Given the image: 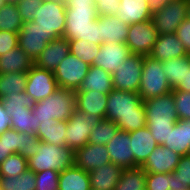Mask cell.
Returning <instances> with one entry per match:
<instances>
[{
	"label": "cell",
	"mask_w": 190,
	"mask_h": 190,
	"mask_svg": "<svg viewBox=\"0 0 190 190\" xmlns=\"http://www.w3.org/2000/svg\"><path fill=\"white\" fill-rule=\"evenodd\" d=\"M105 119L127 132L146 126L145 108L139 93L113 89L108 94Z\"/></svg>",
	"instance_id": "obj_1"
},
{
	"label": "cell",
	"mask_w": 190,
	"mask_h": 190,
	"mask_svg": "<svg viewBox=\"0 0 190 190\" xmlns=\"http://www.w3.org/2000/svg\"><path fill=\"white\" fill-rule=\"evenodd\" d=\"M146 126L158 145L168 139L170 130L179 120L173 98V92L143 101Z\"/></svg>",
	"instance_id": "obj_2"
},
{
	"label": "cell",
	"mask_w": 190,
	"mask_h": 190,
	"mask_svg": "<svg viewBox=\"0 0 190 190\" xmlns=\"http://www.w3.org/2000/svg\"><path fill=\"white\" fill-rule=\"evenodd\" d=\"M99 17L95 5L66 6V24L64 38L68 40H86L94 45H102Z\"/></svg>",
	"instance_id": "obj_3"
},
{
	"label": "cell",
	"mask_w": 190,
	"mask_h": 190,
	"mask_svg": "<svg viewBox=\"0 0 190 190\" xmlns=\"http://www.w3.org/2000/svg\"><path fill=\"white\" fill-rule=\"evenodd\" d=\"M31 110L37 125L40 123L55 125L58 121H67L76 110L75 91L59 87L44 100L36 102Z\"/></svg>",
	"instance_id": "obj_4"
},
{
	"label": "cell",
	"mask_w": 190,
	"mask_h": 190,
	"mask_svg": "<svg viewBox=\"0 0 190 190\" xmlns=\"http://www.w3.org/2000/svg\"><path fill=\"white\" fill-rule=\"evenodd\" d=\"M75 152L67 145H54L44 141L39 142L36 155L28 159V169L34 173L44 170L63 172L74 166Z\"/></svg>",
	"instance_id": "obj_5"
},
{
	"label": "cell",
	"mask_w": 190,
	"mask_h": 190,
	"mask_svg": "<svg viewBox=\"0 0 190 190\" xmlns=\"http://www.w3.org/2000/svg\"><path fill=\"white\" fill-rule=\"evenodd\" d=\"M172 92L162 68V62L151 56L143 57L139 96L143 101Z\"/></svg>",
	"instance_id": "obj_6"
},
{
	"label": "cell",
	"mask_w": 190,
	"mask_h": 190,
	"mask_svg": "<svg viewBox=\"0 0 190 190\" xmlns=\"http://www.w3.org/2000/svg\"><path fill=\"white\" fill-rule=\"evenodd\" d=\"M32 21L52 40L64 37L65 3L58 0H43Z\"/></svg>",
	"instance_id": "obj_7"
},
{
	"label": "cell",
	"mask_w": 190,
	"mask_h": 190,
	"mask_svg": "<svg viewBox=\"0 0 190 190\" xmlns=\"http://www.w3.org/2000/svg\"><path fill=\"white\" fill-rule=\"evenodd\" d=\"M189 0H172L152 15L153 25L158 34H173L188 17Z\"/></svg>",
	"instance_id": "obj_8"
},
{
	"label": "cell",
	"mask_w": 190,
	"mask_h": 190,
	"mask_svg": "<svg viewBox=\"0 0 190 190\" xmlns=\"http://www.w3.org/2000/svg\"><path fill=\"white\" fill-rule=\"evenodd\" d=\"M99 121L98 117L89 113H81L76 109L67 120L65 131L66 145L74 152L82 148L88 143L91 130Z\"/></svg>",
	"instance_id": "obj_9"
},
{
	"label": "cell",
	"mask_w": 190,
	"mask_h": 190,
	"mask_svg": "<svg viewBox=\"0 0 190 190\" xmlns=\"http://www.w3.org/2000/svg\"><path fill=\"white\" fill-rule=\"evenodd\" d=\"M89 68V64L69 53L54 71V77L59 87L77 91Z\"/></svg>",
	"instance_id": "obj_10"
},
{
	"label": "cell",
	"mask_w": 190,
	"mask_h": 190,
	"mask_svg": "<svg viewBox=\"0 0 190 190\" xmlns=\"http://www.w3.org/2000/svg\"><path fill=\"white\" fill-rule=\"evenodd\" d=\"M143 57L139 54H131L122 65L118 66L117 71L112 74L113 89L138 93Z\"/></svg>",
	"instance_id": "obj_11"
},
{
	"label": "cell",
	"mask_w": 190,
	"mask_h": 190,
	"mask_svg": "<svg viewBox=\"0 0 190 190\" xmlns=\"http://www.w3.org/2000/svg\"><path fill=\"white\" fill-rule=\"evenodd\" d=\"M158 36L159 34L150 19L130 24L125 44L132 54L148 56L151 54Z\"/></svg>",
	"instance_id": "obj_12"
},
{
	"label": "cell",
	"mask_w": 190,
	"mask_h": 190,
	"mask_svg": "<svg viewBox=\"0 0 190 190\" xmlns=\"http://www.w3.org/2000/svg\"><path fill=\"white\" fill-rule=\"evenodd\" d=\"M59 88L54 72L33 65L27 73L25 92L35 101H41Z\"/></svg>",
	"instance_id": "obj_13"
},
{
	"label": "cell",
	"mask_w": 190,
	"mask_h": 190,
	"mask_svg": "<svg viewBox=\"0 0 190 190\" xmlns=\"http://www.w3.org/2000/svg\"><path fill=\"white\" fill-rule=\"evenodd\" d=\"M18 46L35 61L52 40L33 21L23 22L18 33Z\"/></svg>",
	"instance_id": "obj_14"
},
{
	"label": "cell",
	"mask_w": 190,
	"mask_h": 190,
	"mask_svg": "<svg viewBox=\"0 0 190 190\" xmlns=\"http://www.w3.org/2000/svg\"><path fill=\"white\" fill-rule=\"evenodd\" d=\"M39 142L36 135L20 133L11 128L0 134V143L7 148V151L19 153L27 160L37 154Z\"/></svg>",
	"instance_id": "obj_15"
},
{
	"label": "cell",
	"mask_w": 190,
	"mask_h": 190,
	"mask_svg": "<svg viewBox=\"0 0 190 190\" xmlns=\"http://www.w3.org/2000/svg\"><path fill=\"white\" fill-rule=\"evenodd\" d=\"M131 54L125 43H103L93 65L113 74Z\"/></svg>",
	"instance_id": "obj_16"
},
{
	"label": "cell",
	"mask_w": 190,
	"mask_h": 190,
	"mask_svg": "<svg viewBox=\"0 0 190 190\" xmlns=\"http://www.w3.org/2000/svg\"><path fill=\"white\" fill-rule=\"evenodd\" d=\"M106 147L111 163L118 165L123 169L136 167L134 154L131 153L129 132L118 130Z\"/></svg>",
	"instance_id": "obj_17"
},
{
	"label": "cell",
	"mask_w": 190,
	"mask_h": 190,
	"mask_svg": "<svg viewBox=\"0 0 190 190\" xmlns=\"http://www.w3.org/2000/svg\"><path fill=\"white\" fill-rule=\"evenodd\" d=\"M74 165L86 172L111 163L106 145L85 144L75 151Z\"/></svg>",
	"instance_id": "obj_18"
},
{
	"label": "cell",
	"mask_w": 190,
	"mask_h": 190,
	"mask_svg": "<svg viewBox=\"0 0 190 190\" xmlns=\"http://www.w3.org/2000/svg\"><path fill=\"white\" fill-rule=\"evenodd\" d=\"M70 53L68 39L60 37L51 40L46 48L34 61V65L54 72L58 65L64 60V58Z\"/></svg>",
	"instance_id": "obj_19"
},
{
	"label": "cell",
	"mask_w": 190,
	"mask_h": 190,
	"mask_svg": "<svg viewBox=\"0 0 190 190\" xmlns=\"http://www.w3.org/2000/svg\"><path fill=\"white\" fill-rule=\"evenodd\" d=\"M181 156L171 149L158 145L141 166L146 173H171L175 170Z\"/></svg>",
	"instance_id": "obj_20"
},
{
	"label": "cell",
	"mask_w": 190,
	"mask_h": 190,
	"mask_svg": "<svg viewBox=\"0 0 190 190\" xmlns=\"http://www.w3.org/2000/svg\"><path fill=\"white\" fill-rule=\"evenodd\" d=\"M129 135L131 141V153L134 154L136 167H141L158 144L147 126L129 132Z\"/></svg>",
	"instance_id": "obj_21"
},
{
	"label": "cell",
	"mask_w": 190,
	"mask_h": 190,
	"mask_svg": "<svg viewBox=\"0 0 190 190\" xmlns=\"http://www.w3.org/2000/svg\"><path fill=\"white\" fill-rule=\"evenodd\" d=\"M149 56L157 61L164 62L169 59L185 57L187 53L175 33L160 34Z\"/></svg>",
	"instance_id": "obj_22"
},
{
	"label": "cell",
	"mask_w": 190,
	"mask_h": 190,
	"mask_svg": "<svg viewBox=\"0 0 190 190\" xmlns=\"http://www.w3.org/2000/svg\"><path fill=\"white\" fill-rule=\"evenodd\" d=\"M123 168L113 163L105 164L102 167L89 172V179L92 190H114L119 180Z\"/></svg>",
	"instance_id": "obj_23"
},
{
	"label": "cell",
	"mask_w": 190,
	"mask_h": 190,
	"mask_svg": "<svg viewBox=\"0 0 190 190\" xmlns=\"http://www.w3.org/2000/svg\"><path fill=\"white\" fill-rule=\"evenodd\" d=\"M76 109L81 113H89L100 120L105 119L108 94L95 91L75 92Z\"/></svg>",
	"instance_id": "obj_24"
},
{
	"label": "cell",
	"mask_w": 190,
	"mask_h": 190,
	"mask_svg": "<svg viewBox=\"0 0 190 190\" xmlns=\"http://www.w3.org/2000/svg\"><path fill=\"white\" fill-rule=\"evenodd\" d=\"M98 27L103 43H125L129 31V25L119 20L116 16H99Z\"/></svg>",
	"instance_id": "obj_25"
},
{
	"label": "cell",
	"mask_w": 190,
	"mask_h": 190,
	"mask_svg": "<svg viewBox=\"0 0 190 190\" xmlns=\"http://www.w3.org/2000/svg\"><path fill=\"white\" fill-rule=\"evenodd\" d=\"M119 6L116 17L127 25L149 21L152 18L147 0H120Z\"/></svg>",
	"instance_id": "obj_26"
},
{
	"label": "cell",
	"mask_w": 190,
	"mask_h": 190,
	"mask_svg": "<svg viewBox=\"0 0 190 190\" xmlns=\"http://www.w3.org/2000/svg\"><path fill=\"white\" fill-rule=\"evenodd\" d=\"M112 90V74L96 65H90L89 71L80 88L75 92L95 91L102 94H109Z\"/></svg>",
	"instance_id": "obj_27"
},
{
	"label": "cell",
	"mask_w": 190,
	"mask_h": 190,
	"mask_svg": "<svg viewBox=\"0 0 190 190\" xmlns=\"http://www.w3.org/2000/svg\"><path fill=\"white\" fill-rule=\"evenodd\" d=\"M180 156L190 154V119L178 120L162 145Z\"/></svg>",
	"instance_id": "obj_28"
},
{
	"label": "cell",
	"mask_w": 190,
	"mask_h": 190,
	"mask_svg": "<svg viewBox=\"0 0 190 190\" xmlns=\"http://www.w3.org/2000/svg\"><path fill=\"white\" fill-rule=\"evenodd\" d=\"M34 61L19 46L0 56V74L28 73Z\"/></svg>",
	"instance_id": "obj_29"
},
{
	"label": "cell",
	"mask_w": 190,
	"mask_h": 190,
	"mask_svg": "<svg viewBox=\"0 0 190 190\" xmlns=\"http://www.w3.org/2000/svg\"><path fill=\"white\" fill-rule=\"evenodd\" d=\"M58 190H91L89 172L75 165L65 169L59 173Z\"/></svg>",
	"instance_id": "obj_30"
},
{
	"label": "cell",
	"mask_w": 190,
	"mask_h": 190,
	"mask_svg": "<svg viewBox=\"0 0 190 190\" xmlns=\"http://www.w3.org/2000/svg\"><path fill=\"white\" fill-rule=\"evenodd\" d=\"M8 114L11 120V129L31 135H36L38 133L40 125H37V120L34 118L31 109L11 110Z\"/></svg>",
	"instance_id": "obj_31"
},
{
	"label": "cell",
	"mask_w": 190,
	"mask_h": 190,
	"mask_svg": "<svg viewBox=\"0 0 190 190\" xmlns=\"http://www.w3.org/2000/svg\"><path fill=\"white\" fill-rule=\"evenodd\" d=\"M114 190H146V172L142 167L124 169Z\"/></svg>",
	"instance_id": "obj_32"
},
{
	"label": "cell",
	"mask_w": 190,
	"mask_h": 190,
	"mask_svg": "<svg viewBox=\"0 0 190 190\" xmlns=\"http://www.w3.org/2000/svg\"><path fill=\"white\" fill-rule=\"evenodd\" d=\"M38 133L36 136L40 141H44L54 145H66L65 131L67 127V121H58L57 124L52 123H40Z\"/></svg>",
	"instance_id": "obj_33"
},
{
	"label": "cell",
	"mask_w": 190,
	"mask_h": 190,
	"mask_svg": "<svg viewBox=\"0 0 190 190\" xmlns=\"http://www.w3.org/2000/svg\"><path fill=\"white\" fill-rule=\"evenodd\" d=\"M188 62L189 55L162 62L164 74L172 90L176 89L183 82L185 75V65Z\"/></svg>",
	"instance_id": "obj_34"
},
{
	"label": "cell",
	"mask_w": 190,
	"mask_h": 190,
	"mask_svg": "<svg viewBox=\"0 0 190 190\" xmlns=\"http://www.w3.org/2000/svg\"><path fill=\"white\" fill-rule=\"evenodd\" d=\"M27 73L0 74V100L25 91Z\"/></svg>",
	"instance_id": "obj_35"
},
{
	"label": "cell",
	"mask_w": 190,
	"mask_h": 190,
	"mask_svg": "<svg viewBox=\"0 0 190 190\" xmlns=\"http://www.w3.org/2000/svg\"><path fill=\"white\" fill-rule=\"evenodd\" d=\"M0 187L2 190H35V173L27 169L20 176L16 175L13 178L9 176L0 177Z\"/></svg>",
	"instance_id": "obj_36"
},
{
	"label": "cell",
	"mask_w": 190,
	"mask_h": 190,
	"mask_svg": "<svg viewBox=\"0 0 190 190\" xmlns=\"http://www.w3.org/2000/svg\"><path fill=\"white\" fill-rule=\"evenodd\" d=\"M23 25L17 5L4 4L0 8V31L19 33Z\"/></svg>",
	"instance_id": "obj_37"
},
{
	"label": "cell",
	"mask_w": 190,
	"mask_h": 190,
	"mask_svg": "<svg viewBox=\"0 0 190 190\" xmlns=\"http://www.w3.org/2000/svg\"><path fill=\"white\" fill-rule=\"evenodd\" d=\"M118 130L119 127L115 122L107 119H101L91 130L88 143L107 145L118 132Z\"/></svg>",
	"instance_id": "obj_38"
},
{
	"label": "cell",
	"mask_w": 190,
	"mask_h": 190,
	"mask_svg": "<svg viewBox=\"0 0 190 190\" xmlns=\"http://www.w3.org/2000/svg\"><path fill=\"white\" fill-rule=\"evenodd\" d=\"M171 190H190V154L181 156L171 172Z\"/></svg>",
	"instance_id": "obj_39"
},
{
	"label": "cell",
	"mask_w": 190,
	"mask_h": 190,
	"mask_svg": "<svg viewBox=\"0 0 190 190\" xmlns=\"http://www.w3.org/2000/svg\"><path fill=\"white\" fill-rule=\"evenodd\" d=\"M69 51L71 54L86 62L89 65H93L94 59L98 55L100 45H94L86 40H68Z\"/></svg>",
	"instance_id": "obj_40"
},
{
	"label": "cell",
	"mask_w": 190,
	"mask_h": 190,
	"mask_svg": "<svg viewBox=\"0 0 190 190\" xmlns=\"http://www.w3.org/2000/svg\"><path fill=\"white\" fill-rule=\"evenodd\" d=\"M27 169L28 160L19 153H13L0 164V177L9 176L13 178L16 175L20 176Z\"/></svg>",
	"instance_id": "obj_41"
},
{
	"label": "cell",
	"mask_w": 190,
	"mask_h": 190,
	"mask_svg": "<svg viewBox=\"0 0 190 190\" xmlns=\"http://www.w3.org/2000/svg\"><path fill=\"white\" fill-rule=\"evenodd\" d=\"M0 101L7 113L11 110L32 109L36 103L25 91L13 94L12 96H6Z\"/></svg>",
	"instance_id": "obj_42"
},
{
	"label": "cell",
	"mask_w": 190,
	"mask_h": 190,
	"mask_svg": "<svg viewBox=\"0 0 190 190\" xmlns=\"http://www.w3.org/2000/svg\"><path fill=\"white\" fill-rule=\"evenodd\" d=\"M36 189L35 190H58L59 172L55 170H44L35 173Z\"/></svg>",
	"instance_id": "obj_43"
},
{
	"label": "cell",
	"mask_w": 190,
	"mask_h": 190,
	"mask_svg": "<svg viewBox=\"0 0 190 190\" xmlns=\"http://www.w3.org/2000/svg\"><path fill=\"white\" fill-rule=\"evenodd\" d=\"M173 98L180 120L190 119V92L173 89Z\"/></svg>",
	"instance_id": "obj_44"
},
{
	"label": "cell",
	"mask_w": 190,
	"mask_h": 190,
	"mask_svg": "<svg viewBox=\"0 0 190 190\" xmlns=\"http://www.w3.org/2000/svg\"><path fill=\"white\" fill-rule=\"evenodd\" d=\"M146 190H171V173H146Z\"/></svg>",
	"instance_id": "obj_45"
},
{
	"label": "cell",
	"mask_w": 190,
	"mask_h": 190,
	"mask_svg": "<svg viewBox=\"0 0 190 190\" xmlns=\"http://www.w3.org/2000/svg\"><path fill=\"white\" fill-rule=\"evenodd\" d=\"M43 0H21L18 4V10L23 22H30L34 19L36 10L39 9Z\"/></svg>",
	"instance_id": "obj_46"
},
{
	"label": "cell",
	"mask_w": 190,
	"mask_h": 190,
	"mask_svg": "<svg viewBox=\"0 0 190 190\" xmlns=\"http://www.w3.org/2000/svg\"><path fill=\"white\" fill-rule=\"evenodd\" d=\"M120 0H95V6L99 16H116Z\"/></svg>",
	"instance_id": "obj_47"
},
{
	"label": "cell",
	"mask_w": 190,
	"mask_h": 190,
	"mask_svg": "<svg viewBox=\"0 0 190 190\" xmlns=\"http://www.w3.org/2000/svg\"><path fill=\"white\" fill-rule=\"evenodd\" d=\"M18 33L0 31V56L18 47Z\"/></svg>",
	"instance_id": "obj_48"
},
{
	"label": "cell",
	"mask_w": 190,
	"mask_h": 190,
	"mask_svg": "<svg viewBox=\"0 0 190 190\" xmlns=\"http://www.w3.org/2000/svg\"><path fill=\"white\" fill-rule=\"evenodd\" d=\"M177 38L182 42L187 55H190V18L187 17L175 32Z\"/></svg>",
	"instance_id": "obj_49"
},
{
	"label": "cell",
	"mask_w": 190,
	"mask_h": 190,
	"mask_svg": "<svg viewBox=\"0 0 190 190\" xmlns=\"http://www.w3.org/2000/svg\"><path fill=\"white\" fill-rule=\"evenodd\" d=\"M10 116L5 111L3 104L0 101V134L10 128Z\"/></svg>",
	"instance_id": "obj_50"
},
{
	"label": "cell",
	"mask_w": 190,
	"mask_h": 190,
	"mask_svg": "<svg viewBox=\"0 0 190 190\" xmlns=\"http://www.w3.org/2000/svg\"><path fill=\"white\" fill-rule=\"evenodd\" d=\"M176 89L185 92H190V55L189 62L185 65V75L183 82Z\"/></svg>",
	"instance_id": "obj_51"
},
{
	"label": "cell",
	"mask_w": 190,
	"mask_h": 190,
	"mask_svg": "<svg viewBox=\"0 0 190 190\" xmlns=\"http://www.w3.org/2000/svg\"><path fill=\"white\" fill-rule=\"evenodd\" d=\"M166 0H147V4L149 6V11L153 15L156 11L161 10L163 7L167 5Z\"/></svg>",
	"instance_id": "obj_52"
},
{
	"label": "cell",
	"mask_w": 190,
	"mask_h": 190,
	"mask_svg": "<svg viewBox=\"0 0 190 190\" xmlns=\"http://www.w3.org/2000/svg\"><path fill=\"white\" fill-rule=\"evenodd\" d=\"M65 6L95 5V0H65Z\"/></svg>",
	"instance_id": "obj_53"
},
{
	"label": "cell",
	"mask_w": 190,
	"mask_h": 190,
	"mask_svg": "<svg viewBox=\"0 0 190 190\" xmlns=\"http://www.w3.org/2000/svg\"><path fill=\"white\" fill-rule=\"evenodd\" d=\"M11 154L13 153L11 151H7V148L0 143V164Z\"/></svg>",
	"instance_id": "obj_54"
},
{
	"label": "cell",
	"mask_w": 190,
	"mask_h": 190,
	"mask_svg": "<svg viewBox=\"0 0 190 190\" xmlns=\"http://www.w3.org/2000/svg\"><path fill=\"white\" fill-rule=\"evenodd\" d=\"M5 4L17 5L21 0H4Z\"/></svg>",
	"instance_id": "obj_55"
},
{
	"label": "cell",
	"mask_w": 190,
	"mask_h": 190,
	"mask_svg": "<svg viewBox=\"0 0 190 190\" xmlns=\"http://www.w3.org/2000/svg\"><path fill=\"white\" fill-rule=\"evenodd\" d=\"M5 4L4 0H0V8Z\"/></svg>",
	"instance_id": "obj_56"
},
{
	"label": "cell",
	"mask_w": 190,
	"mask_h": 190,
	"mask_svg": "<svg viewBox=\"0 0 190 190\" xmlns=\"http://www.w3.org/2000/svg\"><path fill=\"white\" fill-rule=\"evenodd\" d=\"M188 17L190 18V0H189V13H188Z\"/></svg>",
	"instance_id": "obj_57"
}]
</instances>
